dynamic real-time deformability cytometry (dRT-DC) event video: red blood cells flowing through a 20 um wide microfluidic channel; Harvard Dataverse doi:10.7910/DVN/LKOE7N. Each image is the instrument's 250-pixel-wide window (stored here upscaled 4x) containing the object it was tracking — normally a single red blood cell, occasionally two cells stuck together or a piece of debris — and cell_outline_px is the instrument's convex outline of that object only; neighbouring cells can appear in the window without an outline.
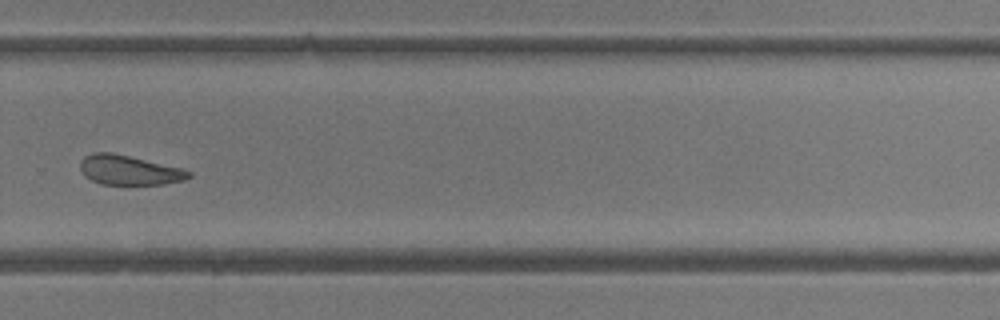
{"species": "common noctule bat (a hibernating species)", "species_latin": "Nyctalus noctula", "temperature_condition": "room temperature", "stored_images_in_passage": 33, "camera_frame_rate_fps": 3000, "um_per_image_px": 0.085, "animal": {"sex": "female"}, "frame": {"image": 1, "passage_image": 24, "time_ms": 7.667, "image_size_px": [1000, 320], "cell_outline_px": [[192, 176], [184, 180], [164, 184], [100, 184], [84, 176], [80, 168], [80, 160], [84, 156], [92, 152], [112, 152], [184, 168], [192, 172]], "centroid_in_image_um": [10.98, 14.45], "position_along_channel_um": 318.8, "area_um2": 18.96}}